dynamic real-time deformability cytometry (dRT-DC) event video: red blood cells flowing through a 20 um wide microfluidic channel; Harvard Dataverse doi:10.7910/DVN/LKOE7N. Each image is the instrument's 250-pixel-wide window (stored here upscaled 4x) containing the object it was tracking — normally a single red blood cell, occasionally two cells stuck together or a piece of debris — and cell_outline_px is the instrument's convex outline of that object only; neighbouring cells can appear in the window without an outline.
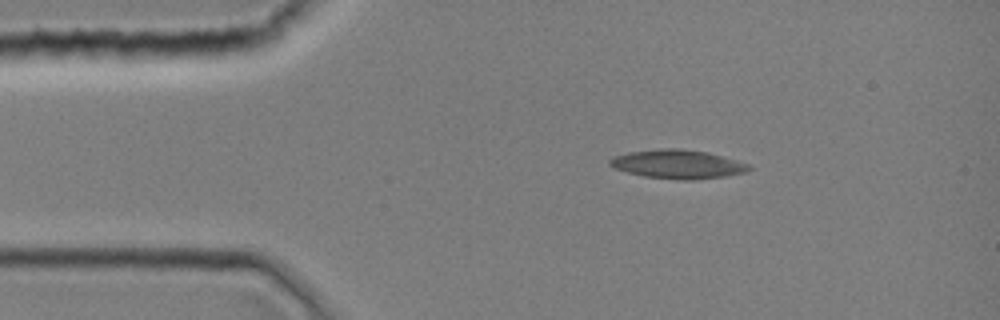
{"species": "common noctule bat (a hibernating species)", "species_latin": "Nyctalus noctula", "temperature_condition": "room temperature", "stored_images_in_passage": 1, "camera_frame_rate_fps": 3000, "um_per_image_px": 0.085, "animal": {"sex": "female", "body_mass_g": 19.0, "forearm_length_mm": 51.5}, "frame": {"image": 1, "passage_image": 1, "time_ms": 0.0, "image_size_px": [1000, 320], "cell_outline_px": [[752, 168], [748, 172], [724, 176], [692, 180], [680, 180], [644, 176], [628, 172], [616, 168], [608, 164], [608, 160], [612, 156], [628, 152], [660, 148], [680, 148], [708, 152], [736, 160], [748, 164]], "centroid_in_image_um": [57.6, 13.95], "position_along_channel_um": 27.4, "area_um2": 23.41}}